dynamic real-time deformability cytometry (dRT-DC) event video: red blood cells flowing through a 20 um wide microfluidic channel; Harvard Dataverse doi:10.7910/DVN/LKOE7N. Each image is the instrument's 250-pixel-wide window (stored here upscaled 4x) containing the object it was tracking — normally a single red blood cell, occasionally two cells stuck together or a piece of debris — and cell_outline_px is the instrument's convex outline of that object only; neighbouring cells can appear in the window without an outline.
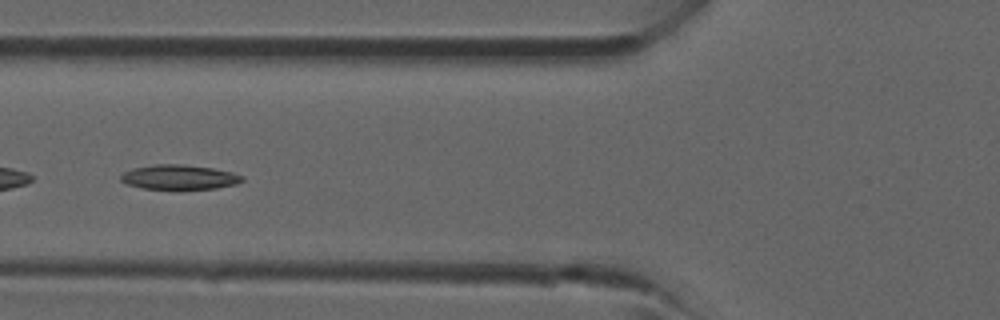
{"species": "common noctule bat (a hibernating species)", "species_latin": "Nyctalus noctula", "temperature_condition": "room temperature", "stored_images_in_passage": 34, "camera_frame_rate_fps": 3000, "um_per_image_px": 0.085, "animal": {"sex": "male", "forearm_length_mm": 52.5}, "frame": {"image": 1, "passage_image": 15, "time_ms": 4.667, "image_size_px": [1000, 320], "cell_outline_px": [[244, 180], [236, 184], [216, 188], [144, 188], [128, 184], [120, 180], [120, 176], [124, 172], [132, 168], [156, 164], [184, 164], [212, 168], [232, 172], [244, 176]], "centroid_in_image_um": [15.25, 15.03], "position_along_channel_um": 110.6, "area_um2": 17.17}}
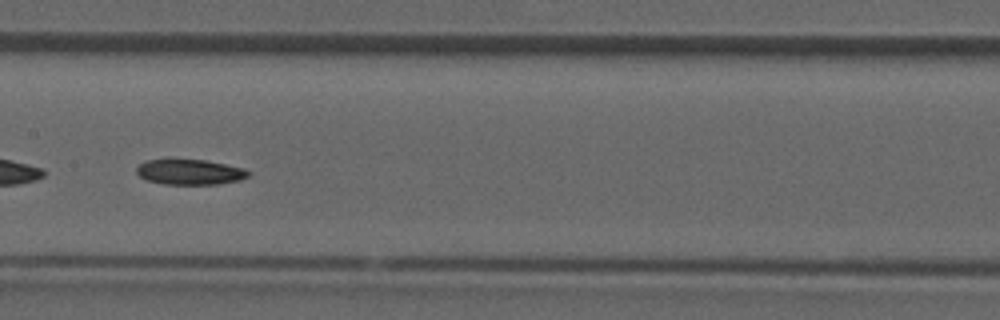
{"frame": {"image": 2, "passage_image": 20, "time_ms": 6.333, "image_size_px": [1000, 320], "cell_outline_px": [[252, 172], [248, 176], [240, 180], [216, 184], [164, 184], [148, 180], [140, 176], [136, 172], [136, 168], [144, 160], [204, 160], [244, 168]], "centroid_in_image_um": [16.15, 14.62], "position_along_channel_um": 191.2, "area_um2": 16.3}}